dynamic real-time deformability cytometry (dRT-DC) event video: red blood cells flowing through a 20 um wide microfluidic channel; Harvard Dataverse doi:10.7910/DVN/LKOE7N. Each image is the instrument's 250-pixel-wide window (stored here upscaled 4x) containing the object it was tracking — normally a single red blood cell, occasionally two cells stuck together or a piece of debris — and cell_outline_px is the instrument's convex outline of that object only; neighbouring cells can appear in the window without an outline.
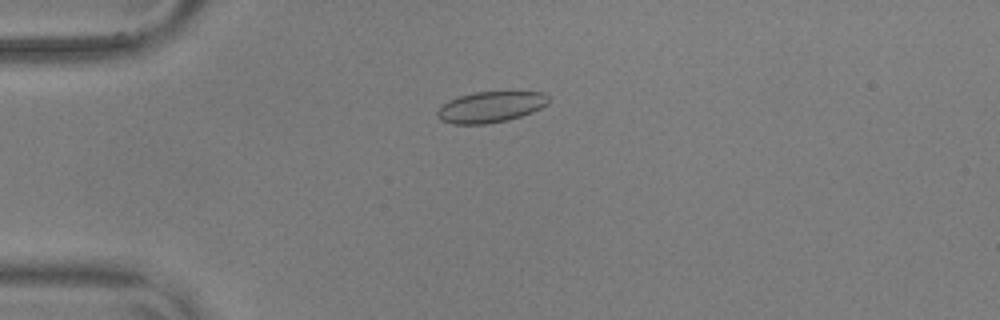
{"species": "common noctule bat (a hibernating species)", "species_latin": "Nyctalus noctula", "temperature_condition": "warm", "stored_images_in_passage": 56, "camera_frame_rate_fps": 3000, "um_per_image_px": 0.085, "animal": {"sex": "male", "body_mass_g": 17.9, "forearm_length_mm": 54.2}, "frame": {"image": 1, "passage_image": 15, "time_ms": 4.667, "image_size_px": [1000, 320], "cell_outline_px": [[548, 104], [532, 112], [508, 120], [484, 124], [452, 124], [440, 120], [436, 116], [436, 112], [448, 100], [472, 92], [544, 92], [548, 96]], "centroid_in_image_um": [41.68, 9.09], "position_along_channel_um": 43.3, "area_um2": 20.0}}
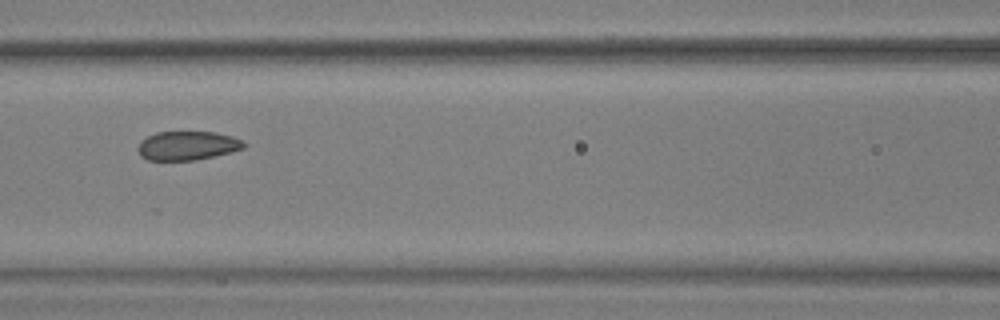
{"frame": {"image": 2, "passage_image": 26, "time_ms": 8.333, "image_size_px": [1000, 320], "cell_outline_px": [[244, 148], [232, 152], [196, 160], [148, 160], [140, 156], [136, 148], [140, 140], [156, 132], [216, 132], [232, 136], [244, 140]], "centroid_in_image_um": [15.91, 12.38], "position_along_channel_um": 150.7, "area_um2": 18.03}}
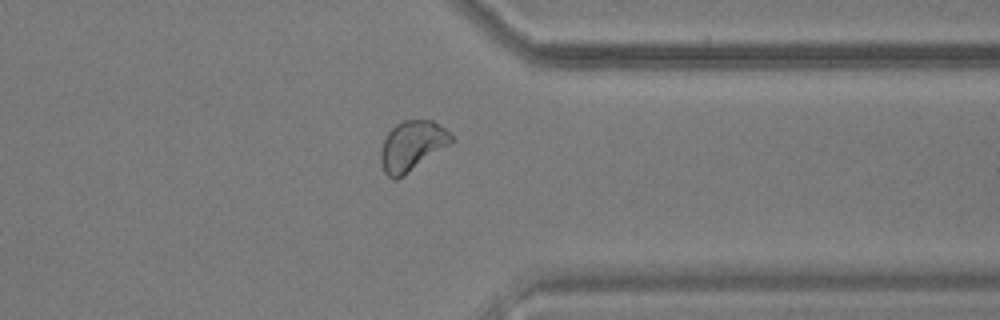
{"frame": {"image": 3, "passage_image": 45, "time_ms": 14.667, "image_size_px": [1000, 320], "cell_outline_px": [[452, 140], [448, 144], [396, 180], [388, 176], [384, 172], [380, 160], [380, 152], [384, 140], [388, 132], [396, 124], [404, 120], [432, 120], [444, 128], [452, 136]], "centroid_in_image_um": [34.96, 12.38], "position_along_channel_um": 376.4, "area_um2": 19.83}, "authors_computed_cell_mechanics": {"area_um2": 20.0566, "velocity_mm_per_s": 3.6227, "shape_relaxation_time_tau1_ms": null, "shape_relaxation_time_tau2_ms": 1.2163, "deformation_change_tau1": null, "deformation_change_tau2": 0.0497}}